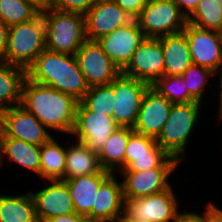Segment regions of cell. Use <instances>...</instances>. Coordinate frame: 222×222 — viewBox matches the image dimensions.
<instances>
[{"instance_id":"obj_1","label":"cell","mask_w":222,"mask_h":222,"mask_svg":"<svg viewBox=\"0 0 222 222\" xmlns=\"http://www.w3.org/2000/svg\"><path fill=\"white\" fill-rule=\"evenodd\" d=\"M79 101L53 87L24 79L20 105L32 113L50 132L70 134L75 126Z\"/></svg>"},{"instance_id":"obj_2","label":"cell","mask_w":222,"mask_h":222,"mask_svg":"<svg viewBox=\"0 0 222 222\" xmlns=\"http://www.w3.org/2000/svg\"><path fill=\"white\" fill-rule=\"evenodd\" d=\"M26 76L33 82L70 94L78 101L89 90L75 55L45 49L26 70Z\"/></svg>"},{"instance_id":"obj_3","label":"cell","mask_w":222,"mask_h":222,"mask_svg":"<svg viewBox=\"0 0 222 222\" xmlns=\"http://www.w3.org/2000/svg\"><path fill=\"white\" fill-rule=\"evenodd\" d=\"M45 21L46 49L53 52L75 55L87 40L85 16L75 12L51 8L42 12Z\"/></svg>"},{"instance_id":"obj_4","label":"cell","mask_w":222,"mask_h":222,"mask_svg":"<svg viewBox=\"0 0 222 222\" xmlns=\"http://www.w3.org/2000/svg\"><path fill=\"white\" fill-rule=\"evenodd\" d=\"M201 106L200 102L173 104L167 122L156 139L157 144L180 163L186 159V147L202 115Z\"/></svg>"},{"instance_id":"obj_5","label":"cell","mask_w":222,"mask_h":222,"mask_svg":"<svg viewBox=\"0 0 222 222\" xmlns=\"http://www.w3.org/2000/svg\"><path fill=\"white\" fill-rule=\"evenodd\" d=\"M45 49V21L39 13L30 21L9 27L5 63L27 70Z\"/></svg>"},{"instance_id":"obj_6","label":"cell","mask_w":222,"mask_h":222,"mask_svg":"<svg viewBox=\"0 0 222 222\" xmlns=\"http://www.w3.org/2000/svg\"><path fill=\"white\" fill-rule=\"evenodd\" d=\"M173 185L160 193L142 198H124V213L121 218L146 222H175L180 211L178 196Z\"/></svg>"},{"instance_id":"obj_7","label":"cell","mask_w":222,"mask_h":222,"mask_svg":"<svg viewBox=\"0 0 222 222\" xmlns=\"http://www.w3.org/2000/svg\"><path fill=\"white\" fill-rule=\"evenodd\" d=\"M179 165L180 162L160 147L156 139L133 131L126 147L125 168L119 172L177 168Z\"/></svg>"},{"instance_id":"obj_8","label":"cell","mask_w":222,"mask_h":222,"mask_svg":"<svg viewBox=\"0 0 222 222\" xmlns=\"http://www.w3.org/2000/svg\"><path fill=\"white\" fill-rule=\"evenodd\" d=\"M136 20L145 37L151 38L182 32L187 23L174 0L147 4Z\"/></svg>"},{"instance_id":"obj_9","label":"cell","mask_w":222,"mask_h":222,"mask_svg":"<svg viewBox=\"0 0 222 222\" xmlns=\"http://www.w3.org/2000/svg\"><path fill=\"white\" fill-rule=\"evenodd\" d=\"M119 127L113 116L90 111L79 101L75 126L70 137L77 138L76 140L82 142L88 149L99 153L109 136Z\"/></svg>"},{"instance_id":"obj_10","label":"cell","mask_w":222,"mask_h":222,"mask_svg":"<svg viewBox=\"0 0 222 222\" xmlns=\"http://www.w3.org/2000/svg\"><path fill=\"white\" fill-rule=\"evenodd\" d=\"M110 85L116 97L113 117L120 126L135 125L141 103L150 85L122 73Z\"/></svg>"},{"instance_id":"obj_11","label":"cell","mask_w":222,"mask_h":222,"mask_svg":"<svg viewBox=\"0 0 222 222\" xmlns=\"http://www.w3.org/2000/svg\"><path fill=\"white\" fill-rule=\"evenodd\" d=\"M0 137L17 138L27 143L42 146L54 134L30 112L21 105L11 107L1 112Z\"/></svg>"},{"instance_id":"obj_12","label":"cell","mask_w":222,"mask_h":222,"mask_svg":"<svg viewBox=\"0 0 222 222\" xmlns=\"http://www.w3.org/2000/svg\"><path fill=\"white\" fill-rule=\"evenodd\" d=\"M122 74L152 86L164 76V55L159 38L145 37Z\"/></svg>"},{"instance_id":"obj_13","label":"cell","mask_w":222,"mask_h":222,"mask_svg":"<svg viewBox=\"0 0 222 222\" xmlns=\"http://www.w3.org/2000/svg\"><path fill=\"white\" fill-rule=\"evenodd\" d=\"M75 56L89 87L110 84L122 73L97 41L86 40Z\"/></svg>"},{"instance_id":"obj_14","label":"cell","mask_w":222,"mask_h":222,"mask_svg":"<svg viewBox=\"0 0 222 222\" xmlns=\"http://www.w3.org/2000/svg\"><path fill=\"white\" fill-rule=\"evenodd\" d=\"M183 32L187 37L192 63L215 72L222 65L221 32L204 30L188 22Z\"/></svg>"},{"instance_id":"obj_15","label":"cell","mask_w":222,"mask_h":222,"mask_svg":"<svg viewBox=\"0 0 222 222\" xmlns=\"http://www.w3.org/2000/svg\"><path fill=\"white\" fill-rule=\"evenodd\" d=\"M84 16L86 39L92 41L134 20L114 0H98Z\"/></svg>"},{"instance_id":"obj_16","label":"cell","mask_w":222,"mask_h":222,"mask_svg":"<svg viewBox=\"0 0 222 222\" xmlns=\"http://www.w3.org/2000/svg\"><path fill=\"white\" fill-rule=\"evenodd\" d=\"M39 191H31L39 222L49 218L76 213L67 183L63 180H44Z\"/></svg>"},{"instance_id":"obj_17","label":"cell","mask_w":222,"mask_h":222,"mask_svg":"<svg viewBox=\"0 0 222 222\" xmlns=\"http://www.w3.org/2000/svg\"><path fill=\"white\" fill-rule=\"evenodd\" d=\"M144 38L143 31L134 19L129 24L118 27L112 33L101 37L97 42L106 55L123 70Z\"/></svg>"},{"instance_id":"obj_18","label":"cell","mask_w":222,"mask_h":222,"mask_svg":"<svg viewBox=\"0 0 222 222\" xmlns=\"http://www.w3.org/2000/svg\"><path fill=\"white\" fill-rule=\"evenodd\" d=\"M178 168H153L145 171L118 172L124 198L136 199L163 192L172 185L169 180Z\"/></svg>"},{"instance_id":"obj_19","label":"cell","mask_w":222,"mask_h":222,"mask_svg":"<svg viewBox=\"0 0 222 222\" xmlns=\"http://www.w3.org/2000/svg\"><path fill=\"white\" fill-rule=\"evenodd\" d=\"M172 103L150 87L142 100L133 130L157 139L169 117Z\"/></svg>"},{"instance_id":"obj_20","label":"cell","mask_w":222,"mask_h":222,"mask_svg":"<svg viewBox=\"0 0 222 222\" xmlns=\"http://www.w3.org/2000/svg\"><path fill=\"white\" fill-rule=\"evenodd\" d=\"M112 173L96 194L95 206L86 215L90 222H118L124 213L122 182ZM117 177V178H116Z\"/></svg>"},{"instance_id":"obj_21","label":"cell","mask_w":222,"mask_h":222,"mask_svg":"<svg viewBox=\"0 0 222 222\" xmlns=\"http://www.w3.org/2000/svg\"><path fill=\"white\" fill-rule=\"evenodd\" d=\"M17 164L41 178V147L17 138L0 137V166L3 160Z\"/></svg>"},{"instance_id":"obj_22","label":"cell","mask_w":222,"mask_h":222,"mask_svg":"<svg viewBox=\"0 0 222 222\" xmlns=\"http://www.w3.org/2000/svg\"><path fill=\"white\" fill-rule=\"evenodd\" d=\"M112 174L102 169L99 173L64 180L67 183L77 214L86 216L95 206L100 185Z\"/></svg>"},{"instance_id":"obj_23","label":"cell","mask_w":222,"mask_h":222,"mask_svg":"<svg viewBox=\"0 0 222 222\" xmlns=\"http://www.w3.org/2000/svg\"><path fill=\"white\" fill-rule=\"evenodd\" d=\"M164 55V75H182L192 64L187 37L184 32L160 37Z\"/></svg>"},{"instance_id":"obj_24","label":"cell","mask_w":222,"mask_h":222,"mask_svg":"<svg viewBox=\"0 0 222 222\" xmlns=\"http://www.w3.org/2000/svg\"><path fill=\"white\" fill-rule=\"evenodd\" d=\"M70 144H66L65 180L92 175L102 170L98 153L77 140Z\"/></svg>"},{"instance_id":"obj_25","label":"cell","mask_w":222,"mask_h":222,"mask_svg":"<svg viewBox=\"0 0 222 222\" xmlns=\"http://www.w3.org/2000/svg\"><path fill=\"white\" fill-rule=\"evenodd\" d=\"M133 131L132 127L120 126L109 136L103 149L98 153L102 169L117 174L125 168L126 147Z\"/></svg>"},{"instance_id":"obj_26","label":"cell","mask_w":222,"mask_h":222,"mask_svg":"<svg viewBox=\"0 0 222 222\" xmlns=\"http://www.w3.org/2000/svg\"><path fill=\"white\" fill-rule=\"evenodd\" d=\"M26 70L0 61V112L20 105Z\"/></svg>"},{"instance_id":"obj_27","label":"cell","mask_w":222,"mask_h":222,"mask_svg":"<svg viewBox=\"0 0 222 222\" xmlns=\"http://www.w3.org/2000/svg\"><path fill=\"white\" fill-rule=\"evenodd\" d=\"M0 222H39L30 190L24 194H0Z\"/></svg>"},{"instance_id":"obj_28","label":"cell","mask_w":222,"mask_h":222,"mask_svg":"<svg viewBox=\"0 0 222 222\" xmlns=\"http://www.w3.org/2000/svg\"><path fill=\"white\" fill-rule=\"evenodd\" d=\"M54 137L41 146V180L64 181L66 147Z\"/></svg>"},{"instance_id":"obj_29","label":"cell","mask_w":222,"mask_h":222,"mask_svg":"<svg viewBox=\"0 0 222 222\" xmlns=\"http://www.w3.org/2000/svg\"><path fill=\"white\" fill-rule=\"evenodd\" d=\"M187 22L204 30L222 33V7L218 0H200Z\"/></svg>"},{"instance_id":"obj_30","label":"cell","mask_w":222,"mask_h":222,"mask_svg":"<svg viewBox=\"0 0 222 222\" xmlns=\"http://www.w3.org/2000/svg\"><path fill=\"white\" fill-rule=\"evenodd\" d=\"M161 96L172 104H187L197 102L188 92L186 82L181 75L159 78L152 86Z\"/></svg>"},{"instance_id":"obj_31","label":"cell","mask_w":222,"mask_h":222,"mask_svg":"<svg viewBox=\"0 0 222 222\" xmlns=\"http://www.w3.org/2000/svg\"><path fill=\"white\" fill-rule=\"evenodd\" d=\"M115 99L113 87L107 84L89 87L80 102L90 111L113 116Z\"/></svg>"},{"instance_id":"obj_32","label":"cell","mask_w":222,"mask_h":222,"mask_svg":"<svg viewBox=\"0 0 222 222\" xmlns=\"http://www.w3.org/2000/svg\"><path fill=\"white\" fill-rule=\"evenodd\" d=\"M39 13L24 0H0V19L8 27L30 21Z\"/></svg>"},{"instance_id":"obj_33","label":"cell","mask_w":222,"mask_h":222,"mask_svg":"<svg viewBox=\"0 0 222 222\" xmlns=\"http://www.w3.org/2000/svg\"><path fill=\"white\" fill-rule=\"evenodd\" d=\"M181 76L186 82L189 94L197 102L203 103L202 101L204 100L202 98L206 92L205 89H207L206 85L209 83L208 86L210 85L212 88L213 84L210 81L215 77V72L192 63Z\"/></svg>"},{"instance_id":"obj_34","label":"cell","mask_w":222,"mask_h":222,"mask_svg":"<svg viewBox=\"0 0 222 222\" xmlns=\"http://www.w3.org/2000/svg\"><path fill=\"white\" fill-rule=\"evenodd\" d=\"M98 0H53L52 8L85 15Z\"/></svg>"},{"instance_id":"obj_35","label":"cell","mask_w":222,"mask_h":222,"mask_svg":"<svg viewBox=\"0 0 222 222\" xmlns=\"http://www.w3.org/2000/svg\"><path fill=\"white\" fill-rule=\"evenodd\" d=\"M124 11L136 19L147 5L146 0H114Z\"/></svg>"},{"instance_id":"obj_36","label":"cell","mask_w":222,"mask_h":222,"mask_svg":"<svg viewBox=\"0 0 222 222\" xmlns=\"http://www.w3.org/2000/svg\"><path fill=\"white\" fill-rule=\"evenodd\" d=\"M202 213L203 222H222V209L214 202H207Z\"/></svg>"},{"instance_id":"obj_37","label":"cell","mask_w":222,"mask_h":222,"mask_svg":"<svg viewBox=\"0 0 222 222\" xmlns=\"http://www.w3.org/2000/svg\"><path fill=\"white\" fill-rule=\"evenodd\" d=\"M9 27L0 19V61L5 62Z\"/></svg>"},{"instance_id":"obj_38","label":"cell","mask_w":222,"mask_h":222,"mask_svg":"<svg viewBox=\"0 0 222 222\" xmlns=\"http://www.w3.org/2000/svg\"><path fill=\"white\" fill-rule=\"evenodd\" d=\"M44 222H90L88 218L84 215L72 213V214H65L61 216H57L54 218H49Z\"/></svg>"},{"instance_id":"obj_39","label":"cell","mask_w":222,"mask_h":222,"mask_svg":"<svg viewBox=\"0 0 222 222\" xmlns=\"http://www.w3.org/2000/svg\"><path fill=\"white\" fill-rule=\"evenodd\" d=\"M184 211V213L182 212ZM175 222H203L202 213H197V211H186L184 208L178 214Z\"/></svg>"},{"instance_id":"obj_40","label":"cell","mask_w":222,"mask_h":222,"mask_svg":"<svg viewBox=\"0 0 222 222\" xmlns=\"http://www.w3.org/2000/svg\"><path fill=\"white\" fill-rule=\"evenodd\" d=\"M200 0H174V2L179 6L181 12L188 17L197 6Z\"/></svg>"},{"instance_id":"obj_41","label":"cell","mask_w":222,"mask_h":222,"mask_svg":"<svg viewBox=\"0 0 222 222\" xmlns=\"http://www.w3.org/2000/svg\"><path fill=\"white\" fill-rule=\"evenodd\" d=\"M24 1L31 4L40 13L51 9L53 2V0H24Z\"/></svg>"},{"instance_id":"obj_42","label":"cell","mask_w":222,"mask_h":222,"mask_svg":"<svg viewBox=\"0 0 222 222\" xmlns=\"http://www.w3.org/2000/svg\"><path fill=\"white\" fill-rule=\"evenodd\" d=\"M220 74V76H218V77H215V78H218V84H219V86H218V92L217 93H215V94H218L219 96H217L216 95V97H218V98H216V99H219V105H218V107H217V112H218V114L222 111V65L215 71V76H217V75H219ZM220 77V78H219ZM220 87V88H219ZM219 90H220V92H219Z\"/></svg>"},{"instance_id":"obj_43","label":"cell","mask_w":222,"mask_h":222,"mask_svg":"<svg viewBox=\"0 0 222 222\" xmlns=\"http://www.w3.org/2000/svg\"><path fill=\"white\" fill-rule=\"evenodd\" d=\"M118 222H146V221H140V220L131 219V218H120Z\"/></svg>"},{"instance_id":"obj_44","label":"cell","mask_w":222,"mask_h":222,"mask_svg":"<svg viewBox=\"0 0 222 222\" xmlns=\"http://www.w3.org/2000/svg\"><path fill=\"white\" fill-rule=\"evenodd\" d=\"M160 1H167V0H146L147 4L154 3V2H160Z\"/></svg>"},{"instance_id":"obj_45","label":"cell","mask_w":222,"mask_h":222,"mask_svg":"<svg viewBox=\"0 0 222 222\" xmlns=\"http://www.w3.org/2000/svg\"><path fill=\"white\" fill-rule=\"evenodd\" d=\"M219 122L222 120V111L217 115Z\"/></svg>"},{"instance_id":"obj_46","label":"cell","mask_w":222,"mask_h":222,"mask_svg":"<svg viewBox=\"0 0 222 222\" xmlns=\"http://www.w3.org/2000/svg\"><path fill=\"white\" fill-rule=\"evenodd\" d=\"M1 131H2V127H1V112H0V134H1Z\"/></svg>"},{"instance_id":"obj_47","label":"cell","mask_w":222,"mask_h":222,"mask_svg":"<svg viewBox=\"0 0 222 222\" xmlns=\"http://www.w3.org/2000/svg\"><path fill=\"white\" fill-rule=\"evenodd\" d=\"M218 2L220 3L221 7H222V0H218Z\"/></svg>"}]
</instances>
